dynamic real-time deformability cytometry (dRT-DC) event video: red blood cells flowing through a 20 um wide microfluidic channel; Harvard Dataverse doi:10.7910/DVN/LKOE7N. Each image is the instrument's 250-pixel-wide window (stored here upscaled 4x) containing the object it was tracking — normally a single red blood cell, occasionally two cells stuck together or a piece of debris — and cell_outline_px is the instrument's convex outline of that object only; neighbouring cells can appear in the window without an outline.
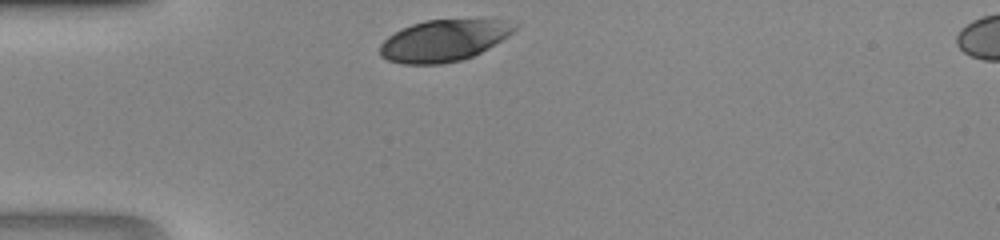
{"species": "human", "species_latin": "Homo sapiens", "temperature_condition": "room temperature", "stored_images_in_passage": 25, "camera_frame_rate_fps": 3000, "um_per_image_px": 0.085, "donor": {"sex": "male"}, "frame": {"image": 1, "passage_image": 1, "time_ms": 0.0, "image_size_px": [1000, 240], "cell_outline_px": [[520, 24], [508, 36], [488, 48], [472, 56], [460, 60], [440, 64], [404, 64], [388, 60], [380, 56], [380, 44], [388, 36], [412, 24], [424, 20], [500, 20]], "centroid_in_image_um": [37.71, 3.45], "position_along_channel_um": 47.3, "area_um2": 32.25}}
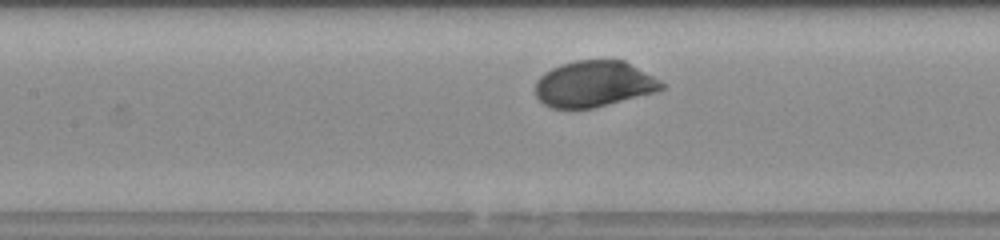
{"frame": {"image": 2, "passage_image": 10, "time_ms": 3.0, "image_size_px": [1000, 240], "cell_outline_px": [[664, 88], [656, 92], [592, 108], [552, 108], [544, 104], [536, 96], [536, 80], [544, 72], [560, 64], [576, 60], [624, 60], [660, 80], [664, 84]], "centroid_in_image_um": [50.47, 7.13], "position_along_channel_um": 156.9, "area_um2": 33.76}}
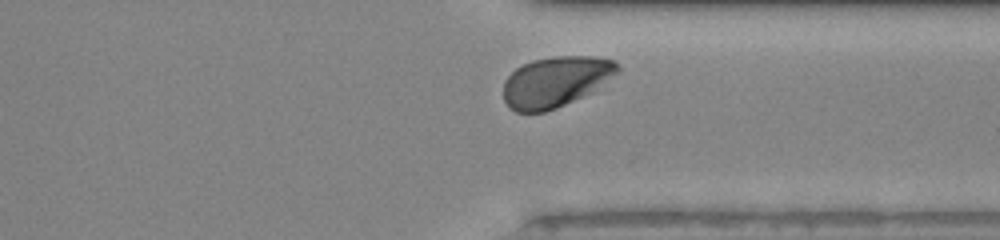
{"frame": {"image": 3, "passage_image": 24, "time_ms": 7.667, "image_size_px": [1000, 240], "cell_outline_px": [[620, 72], [592, 92], [556, 108], [544, 112], [516, 112], [508, 108], [504, 100], [504, 80], [516, 68], [532, 60], [556, 56], [596, 56], [616, 60], [620, 68]], "centroid_in_image_um": [47.25, 6.94], "position_along_channel_um": 364.1, "area_um2": 33.87}}